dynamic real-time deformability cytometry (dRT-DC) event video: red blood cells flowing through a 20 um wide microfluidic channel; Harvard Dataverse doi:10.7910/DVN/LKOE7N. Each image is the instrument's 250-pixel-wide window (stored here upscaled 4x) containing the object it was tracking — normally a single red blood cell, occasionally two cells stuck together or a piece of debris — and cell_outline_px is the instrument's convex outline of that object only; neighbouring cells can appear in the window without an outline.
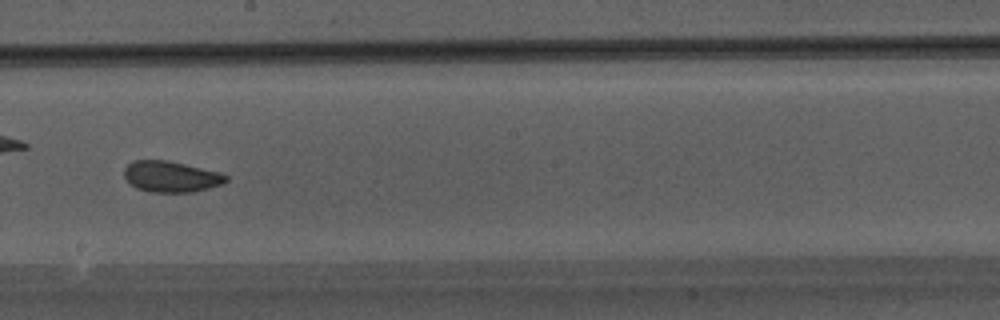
{"species": "Egyptian fruit bat (a non-hibernating species)", "species_latin": "Rousettus aegyptiacus", "temperature_condition": "warm", "stored_images_in_passage": 45, "camera_frame_rate_fps": 3000, "um_per_image_px": 0.085, "animal": {"sex": "male"}, "frame": {"image": 1, "passage_image": 26, "time_ms": 8.333, "image_size_px": [1000, 320], "cell_outline_px": [[228, 180], [220, 184], [196, 192], [152, 192], [136, 188], [124, 176], [124, 168], [132, 160], [168, 160], [220, 172], [228, 176]], "centroid_in_image_um": [14.54, 15.0], "position_along_channel_um": 233.7, "area_um2": 18.38}}